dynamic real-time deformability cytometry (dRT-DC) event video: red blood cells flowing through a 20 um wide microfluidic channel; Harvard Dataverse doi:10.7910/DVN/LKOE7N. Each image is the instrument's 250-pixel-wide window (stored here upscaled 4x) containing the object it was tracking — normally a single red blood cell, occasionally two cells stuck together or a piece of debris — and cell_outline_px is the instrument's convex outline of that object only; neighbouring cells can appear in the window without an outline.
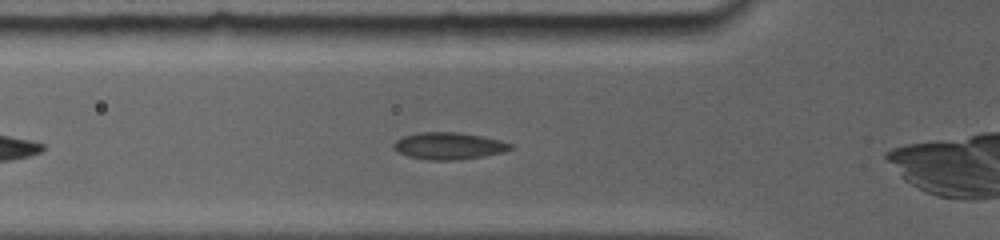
{"species": "common noctule bat (a hibernating species)", "species_latin": "Nyctalus noctula", "temperature_condition": "room temperature", "stored_images_in_passage": 34, "camera_frame_rate_fps": 5000, "um_per_image_px": 0.085, "animal": {"sex": "female", "body_mass_g": 19.0, "forearm_length_mm": 56.7}, "frame": {"image": 1, "passage_image": 8, "time_ms": 1.8, "image_size_px": [1000, 240], "cell_outline_px": [[512, 148], [504, 152], [484, 156], [456, 160], [432, 160], [408, 156], [400, 152], [396, 148], [396, 140], [404, 136], [420, 132], [452, 132], [480, 136], [512, 144]], "centroid_in_image_um": [38.17, 12.41], "position_along_channel_um": 87.6, "area_um2": 17.8}}
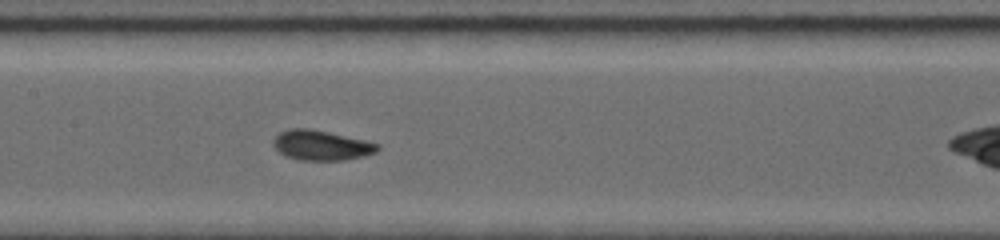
{"frame": {"image": 2, "passage_image": 17, "time_ms": 4.2, "image_size_px": [1000, 240], "cell_outline_px": [[380, 148], [376, 152], [364, 156], [344, 160], [300, 160], [288, 156], [280, 152], [276, 148], [276, 136], [280, 132], [292, 128], [304, 128], [324, 132], [380, 144]], "centroid_in_image_um": [27.35, 12.37], "position_along_channel_um": 180.1, "area_um2": 17.46}}
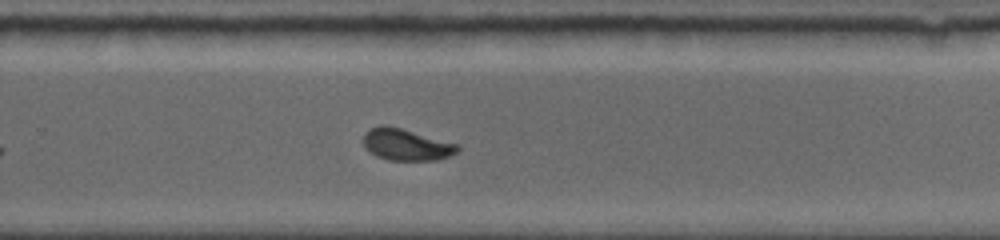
{"frame": {"image": 3, "passage_image": 23, "time_ms": 7.2, "image_size_px": [1000, 240], "cell_outline_px": [[460, 148], [456, 152], [448, 156], [436, 160], [388, 160], [376, 156], [364, 148], [364, 132], [368, 128], [380, 124], [388, 124], [460, 144]], "centroid_in_image_um": [34.51, 12.26], "position_along_channel_um": 295.3, "area_um2": 17.74}, "authors_computed_cell_mechanics": {"area_um2": 17.7735, "velocity_mm_per_s": 3.8507, "shape_relaxation_time_tau1_ms": null, "shape_relaxation_time_tau2_ms": 1.2035, "deformation_change_tau1": null, "deformation_change_tau2": 0.0444}}